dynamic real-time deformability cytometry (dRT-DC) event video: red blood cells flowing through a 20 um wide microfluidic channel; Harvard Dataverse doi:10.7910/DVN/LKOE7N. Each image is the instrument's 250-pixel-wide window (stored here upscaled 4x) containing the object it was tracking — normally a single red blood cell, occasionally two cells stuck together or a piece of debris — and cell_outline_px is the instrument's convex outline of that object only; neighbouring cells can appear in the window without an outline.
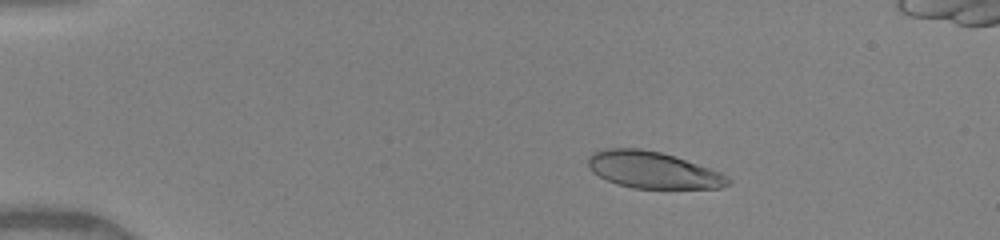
{"species": "human", "species_latin": "Homo sapiens", "temperature_condition": "warm", "stored_images_in_passage": 52, "segment_of_instrument_passage": [1, 2], "camera_frame_rate_fps": 3000, "um_per_image_px": 0.085, "donor": {"sex": "female"}, "frame": {"image": 1, "passage_image": 10, "time_ms": 3.0, "image_size_px": [1000, 240], "cell_outline_px": [[732, 180], [728, 184], [720, 188], [632, 188], [616, 184], [592, 172], [588, 164], [588, 156], [592, 152], [604, 148], [640, 148], [660, 152], [720, 172], [728, 176]], "centroid_in_image_um": [55.45, 14.45], "position_along_channel_um": 29.5, "area_um2": 29.71}}
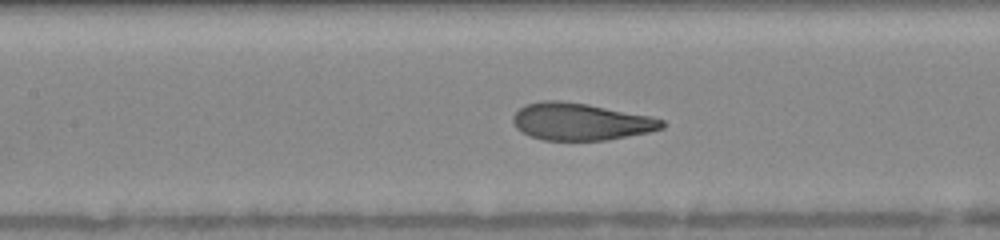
{"frame": {"image": 2, "passage_image": 25, "time_ms": 8.0, "image_size_px": [1000, 240], "cell_outline_px": [[668, 124], [664, 128], [648, 132], [608, 140], [544, 140], [528, 136], [516, 128], [512, 120], [512, 116], [524, 104], [540, 100], [560, 100], [588, 104], [652, 116], [664, 120]], "centroid_in_image_um": [49.36, 10.33], "position_along_channel_um": 158.0, "area_um2": 32.66}}
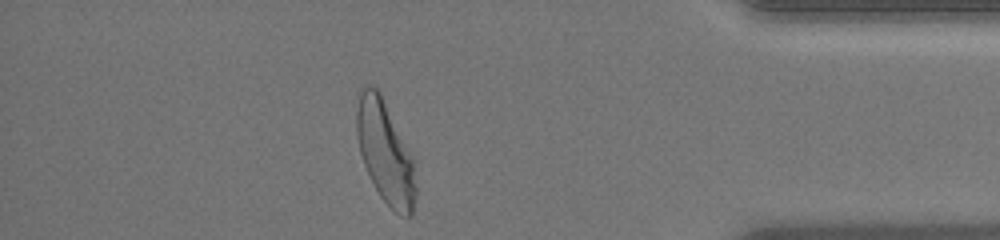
{"frame": {"image": 3, "passage_image": 45, "time_ms": 14.667, "image_size_px": [1000, 240], "cell_outline_px": [[416, 196], [412, 216], [404, 216], [396, 212], [380, 196], [364, 164], [360, 152], [356, 136], [356, 112], [360, 88], [364, 84], [368, 84], [380, 88], [416, 160]], "centroid_in_image_um": [32.78, 12.84], "position_along_channel_um": 402.4, "area_um2": 36.41}}